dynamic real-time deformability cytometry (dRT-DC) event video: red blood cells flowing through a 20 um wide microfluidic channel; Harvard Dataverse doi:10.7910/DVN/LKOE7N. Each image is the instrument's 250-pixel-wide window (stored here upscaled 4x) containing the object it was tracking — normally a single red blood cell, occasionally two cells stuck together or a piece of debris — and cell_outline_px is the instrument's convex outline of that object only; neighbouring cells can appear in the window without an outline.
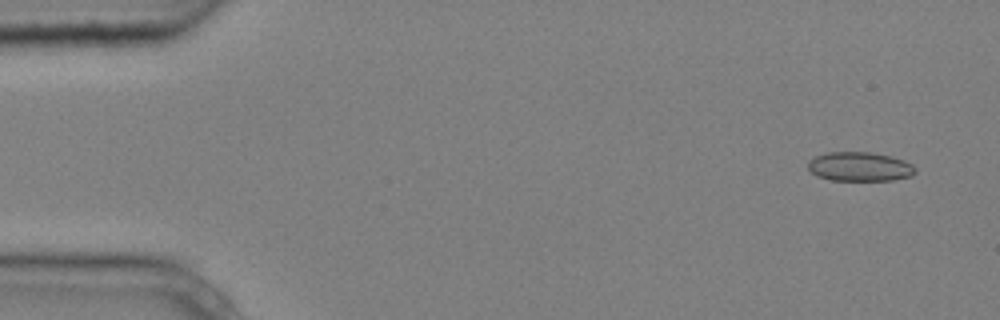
{"species": "common noctule bat (a hibernating species)", "species_latin": "Nyctalus noctula", "temperature_condition": "cold", "stored_images_in_passage": 5, "camera_frame_rate_fps": 3000, "um_per_image_px": 0.085, "animal": {"sex": "male", "body_mass_g": 20.4}, "frame": {"image": 1, "passage_image": 1, "time_ms": 0.0, "image_size_px": [1000, 320], "cell_outline_px": [[916, 172], [912, 176], [892, 180], [832, 180], [816, 176], [808, 168], [808, 160], [816, 156], [828, 152], [872, 152], [892, 156], [904, 160], [912, 164], [916, 168]], "centroid_in_image_um": [73.1, 14.16], "position_along_channel_um": 11.9, "area_um2": 18.38}}
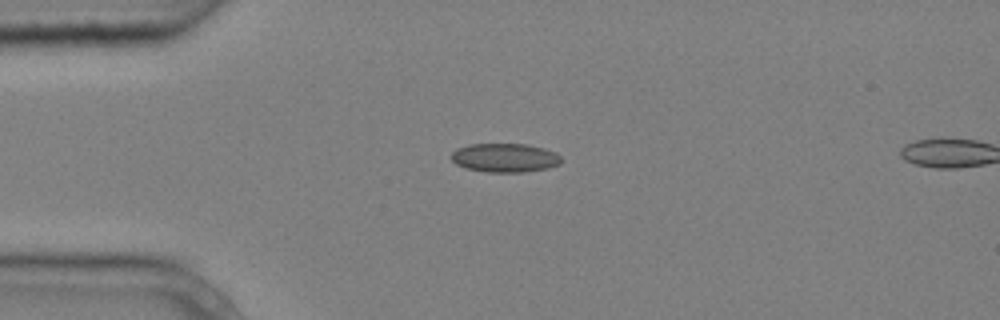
{"frame": {"image": 2, "passage_image": 4, "time_ms": 1.0, "image_size_px": [1000, 320], "cell_outline_px": [[560, 164], [548, 168], [524, 172], [484, 172], [464, 168], [456, 164], [452, 160], [452, 152], [456, 148], [468, 144], [528, 144], [544, 148], [556, 152], [560, 156]], "centroid_in_image_um": [42.9, 13.41], "position_along_channel_um": 42.1, "area_um2": 18.67}}